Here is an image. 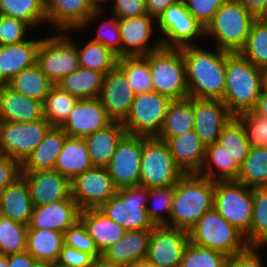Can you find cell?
I'll return each instance as SVG.
<instances>
[{"instance_id":"obj_1","label":"cell","mask_w":267,"mask_h":267,"mask_svg":"<svg viewBox=\"0 0 267 267\" xmlns=\"http://www.w3.org/2000/svg\"><path fill=\"white\" fill-rule=\"evenodd\" d=\"M186 71L189 97L222 100L225 93V65L230 52H215L192 45L180 48Z\"/></svg>"},{"instance_id":"obj_2","label":"cell","mask_w":267,"mask_h":267,"mask_svg":"<svg viewBox=\"0 0 267 267\" xmlns=\"http://www.w3.org/2000/svg\"><path fill=\"white\" fill-rule=\"evenodd\" d=\"M214 193V181L197 173L184 174L174 185L172 223L168 227L189 231L204 213L214 208Z\"/></svg>"},{"instance_id":"obj_3","label":"cell","mask_w":267,"mask_h":267,"mask_svg":"<svg viewBox=\"0 0 267 267\" xmlns=\"http://www.w3.org/2000/svg\"><path fill=\"white\" fill-rule=\"evenodd\" d=\"M225 93L222 101L235 117L251 111L262 92V69L239 53H230L225 65Z\"/></svg>"},{"instance_id":"obj_4","label":"cell","mask_w":267,"mask_h":267,"mask_svg":"<svg viewBox=\"0 0 267 267\" xmlns=\"http://www.w3.org/2000/svg\"><path fill=\"white\" fill-rule=\"evenodd\" d=\"M255 19L256 17L238 0H227L206 26L205 35L215 38L216 48L239 53L245 45Z\"/></svg>"},{"instance_id":"obj_5","label":"cell","mask_w":267,"mask_h":267,"mask_svg":"<svg viewBox=\"0 0 267 267\" xmlns=\"http://www.w3.org/2000/svg\"><path fill=\"white\" fill-rule=\"evenodd\" d=\"M189 241L214 249L228 257L244 252L248 247L245 235L228 223L215 208L204 213L188 231Z\"/></svg>"},{"instance_id":"obj_6","label":"cell","mask_w":267,"mask_h":267,"mask_svg":"<svg viewBox=\"0 0 267 267\" xmlns=\"http://www.w3.org/2000/svg\"><path fill=\"white\" fill-rule=\"evenodd\" d=\"M144 57L149 62L153 91L172 101L189 98L181 49L161 47Z\"/></svg>"},{"instance_id":"obj_7","label":"cell","mask_w":267,"mask_h":267,"mask_svg":"<svg viewBox=\"0 0 267 267\" xmlns=\"http://www.w3.org/2000/svg\"><path fill=\"white\" fill-rule=\"evenodd\" d=\"M184 174L171 155L166 141L142 136L141 186L149 189L174 186Z\"/></svg>"},{"instance_id":"obj_8","label":"cell","mask_w":267,"mask_h":267,"mask_svg":"<svg viewBox=\"0 0 267 267\" xmlns=\"http://www.w3.org/2000/svg\"><path fill=\"white\" fill-rule=\"evenodd\" d=\"M149 188L145 186L122 187L99 210L127 231L153 229L147 215Z\"/></svg>"},{"instance_id":"obj_9","label":"cell","mask_w":267,"mask_h":267,"mask_svg":"<svg viewBox=\"0 0 267 267\" xmlns=\"http://www.w3.org/2000/svg\"><path fill=\"white\" fill-rule=\"evenodd\" d=\"M214 208L228 223L246 235L252 221L253 188L237 180L216 181Z\"/></svg>"},{"instance_id":"obj_10","label":"cell","mask_w":267,"mask_h":267,"mask_svg":"<svg viewBox=\"0 0 267 267\" xmlns=\"http://www.w3.org/2000/svg\"><path fill=\"white\" fill-rule=\"evenodd\" d=\"M172 100L155 91L136 94L128 117L123 122L127 134L156 137Z\"/></svg>"},{"instance_id":"obj_11","label":"cell","mask_w":267,"mask_h":267,"mask_svg":"<svg viewBox=\"0 0 267 267\" xmlns=\"http://www.w3.org/2000/svg\"><path fill=\"white\" fill-rule=\"evenodd\" d=\"M65 34L41 39L37 51L36 63L55 85L80 67L76 44Z\"/></svg>"},{"instance_id":"obj_12","label":"cell","mask_w":267,"mask_h":267,"mask_svg":"<svg viewBox=\"0 0 267 267\" xmlns=\"http://www.w3.org/2000/svg\"><path fill=\"white\" fill-rule=\"evenodd\" d=\"M52 126L45 119L25 123L0 121V153L21 164Z\"/></svg>"},{"instance_id":"obj_13","label":"cell","mask_w":267,"mask_h":267,"mask_svg":"<svg viewBox=\"0 0 267 267\" xmlns=\"http://www.w3.org/2000/svg\"><path fill=\"white\" fill-rule=\"evenodd\" d=\"M156 21L159 31L164 35L159 40L165 48L192 46L197 36L205 35V28L189 13L183 0L168 6Z\"/></svg>"},{"instance_id":"obj_14","label":"cell","mask_w":267,"mask_h":267,"mask_svg":"<svg viewBox=\"0 0 267 267\" xmlns=\"http://www.w3.org/2000/svg\"><path fill=\"white\" fill-rule=\"evenodd\" d=\"M142 136L125 134L106 166L117 189L140 185Z\"/></svg>"},{"instance_id":"obj_15","label":"cell","mask_w":267,"mask_h":267,"mask_svg":"<svg viewBox=\"0 0 267 267\" xmlns=\"http://www.w3.org/2000/svg\"><path fill=\"white\" fill-rule=\"evenodd\" d=\"M72 198L82 209H99L116 192L106 167L93 166L71 180Z\"/></svg>"},{"instance_id":"obj_16","label":"cell","mask_w":267,"mask_h":267,"mask_svg":"<svg viewBox=\"0 0 267 267\" xmlns=\"http://www.w3.org/2000/svg\"><path fill=\"white\" fill-rule=\"evenodd\" d=\"M188 242L189 236L186 230L155 226L149 239L145 262L162 267H180Z\"/></svg>"},{"instance_id":"obj_17","label":"cell","mask_w":267,"mask_h":267,"mask_svg":"<svg viewBox=\"0 0 267 267\" xmlns=\"http://www.w3.org/2000/svg\"><path fill=\"white\" fill-rule=\"evenodd\" d=\"M134 96L132 87L118 65L104 75L99 99L112 121L123 123L126 120Z\"/></svg>"},{"instance_id":"obj_18","label":"cell","mask_w":267,"mask_h":267,"mask_svg":"<svg viewBox=\"0 0 267 267\" xmlns=\"http://www.w3.org/2000/svg\"><path fill=\"white\" fill-rule=\"evenodd\" d=\"M47 22L61 32L81 30L101 14L87 0H45Z\"/></svg>"},{"instance_id":"obj_19","label":"cell","mask_w":267,"mask_h":267,"mask_svg":"<svg viewBox=\"0 0 267 267\" xmlns=\"http://www.w3.org/2000/svg\"><path fill=\"white\" fill-rule=\"evenodd\" d=\"M33 206H43L72 198L71 180L55 170L22 171Z\"/></svg>"},{"instance_id":"obj_20","label":"cell","mask_w":267,"mask_h":267,"mask_svg":"<svg viewBox=\"0 0 267 267\" xmlns=\"http://www.w3.org/2000/svg\"><path fill=\"white\" fill-rule=\"evenodd\" d=\"M111 122L99 98L80 99L60 128L68 137L84 138Z\"/></svg>"},{"instance_id":"obj_21","label":"cell","mask_w":267,"mask_h":267,"mask_svg":"<svg viewBox=\"0 0 267 267\" xmlns=\"http://www.w3.org/2000/svg\"><path fill=\"white\" fill-rule=\"evenodd\" d=\"M153 21L156 22V19L149 14L132 18H118L121 36V57L144 56L162 47L160 40L156 41L154 45L148 46L155 28Z\"/></svg>"},{"instance_id":"obj_22","label":"cell","mask_w":267,"mask_h":267,"mask_svg":"<svg viewBox=\"0 0 267 267\" xmlns=\"http://www.w3.org/2000/svg\"><path fill=\"white\" fill-rule=\"evenodd\" d=\"M232 117L222 100L194 98V131L206 146L217 142Z\"/></svg>"},{"instance_id":"obj_23","label":"cell","mask_w":267,"mask_h":267,"mask_svg":"<svg viewBox=\"0 0 267 267\" xmlns=\"http://www.w3.org/2000/svg\"><path fill=\"white\" fill-rule=\"evenodd\" d=\"M80 211L74 199L34 206L28 229H52L64 234L79 221Z\"/></svg>"},{"instance_id":"obj_24","label":"cell","mask_w":267,"mask_h":267,"mask_svg":"<svg viewBox=\"0 0 267 267\" xmlns=\"http://www.w3.org/2000/svg\"><path fill=\"white\" fill-rule=\"evenodd\" d=\"M152 229L130 230L115 244L107 248L102 256L126 267H138L146 260Z\"/></svg>"},{"instance_id":"obj_25","label":"cell","mask_w":267,"mask_h":267,"mask_svg":"<svg viewBox=\"0 0 267 267\" xmlns=\"http://www.w3.org/2000/svg\"><path fill=\"white\" fill-rule=\"evenodd\" d=\"M44 118L43 102L0 85V121L25 123Z\"/></svg>"},{"instance_id":"obj_26","label":"cell","mask_w":267,"mask_h":267,"mask_svg":"<svg viewBox=\"0 0 267 267\" xmlns=\"http://www.w3.org/2000/svg\"><path fill=\"white\" fill-rule=\"evenodd\" d=\"M40 41L31 39L0 45V85L7 84L22 70L36 64Z\"/></svg>"},{"instance_id":"obj_27","label":"cell","mask_w":267,"mask_h":267,"mask_svg":"<svg viewBox=\"0 0 267 267\" xmlns=\"http://www.w3.org/2000/svg\"><path fill=\"white\" fill-rule=\"evenodd\" d=\"M79 220L86 228L88 235L94 240L101 254L118 242L127 231L99 209H82Z\"/></svg>"},{"instance_id":"obj_28","label":"cell","mask_w":267,"mask_h":267,"mask_svg":"<svg viewBox=\"0 0 267 267\" xmlns=\"http://www.w3.org/2000/svg\"><path fill=\"white\" fill-rule=\"evenodd\" d=\"M170 153L185 174L198 173L205 159L206 145L194 130L167 141Z\"/></svg>"},{"instance_id":"obj_29","label":"cell","mask_w":267,"mask_h":267,"mask_svg":"<svg viewBox=\"0 0 267 267\" xmlns=\"http://www.w3.org/2000/svg\"><path fill=\"white\" fill-rule=\"evenodd\" d=\"M125 134L123 123L112 121L106 127L84 137L92 165L106 167Z\"/></svg>"},{"instance_id":"obj_30","label":"cell","mask_w":267,"mask_h":267,"mask_svg":"<svg viewBox=\"0 0 267 267\" xmlns=\"http://www.w3.org/2000/svg\"><path fill=\"white\" fill-rule=\"evenodd\" d=\"M29 188L21 176L0 192V214L28 225L33 212Z\"/></svg>"},{"instance_id":"obj_31","label":"cell","mask_w":267,"mask_h":267,"mask_svg":"<svg viewBox=\"0 0 267 267\" xmlns=\"http://www.w3.org/2000/svg\"><path fill=\"white\" fill-rule=\"evenodd\" d=\"M67 134L57 126H52L44 139L21 164L22 171L53 170Z\"/></svg>"},{"instance_id":"obj_32","label":"cell","mask_w":267,"mask_h":267,"mask_svg":"<svg viewBox=\"0 0 267 267\" xmlns=\"http://www.w3.org/2000/svg\"><path fill=\"white\" fill-rule=\"evenodd\" d=\"M92 167L84 138L67 136L53 170L72 180Z\"/></svg>"},{"instance_id":"obj_33","label":"cell","mask_w":267,"mask_h":267,"mask_svg":"<svg viewBox=\"0 0 267 267\" xmlns=\"http://www.w3.org/2000/svg\"><path fill=\"white\" fill-rule=\"evenodd\" d=\"M194 130V98L173 100L168 107L158 139L168 141Z\"/></svg>"},{"instance_id":"obj_34","label":"cell","mask_w":267,"mask_h":267,"mask_svg":"<svg viewBox=\"0 0 267 267\" xmlns=\"http://www.w3.org/2000/svg\"><path fill=\"white\" fill-rule=\"evenodd\" d=\"M64 234L52 229H28L26 251L36 261L56 263L62 246Z\"/></svg>"},{"instance_id":"obj_35","label":"cell","mask_w":267,"mask_h":267,"mask_svg":"<svg viewBox=\"0 0 267 267\" xmlns=\"http://www.w3.org/2000/svg\"><path fill=\"white\" fill-rule=\"evenodd\" d=\"M213 166L219 171L216 172ZM239 172L237 163L229 157L225 148L216 142L206 146L204 163L197 174L216 182L236 180Z\"/></svg>"},{"instance_id":"obj_36","label":"cell","mask_w":267,"mask_h":267,"mask_svg":"<svg viewBox=\"0 0 267 267\" xmlns=\"http://www.w3.org/2000/svg\"><path fill=\"white\" fill-rule=\"evenodd\" d=\"M103 79V73L79 67L64 76L56 85L79 99L99 98Z\"/></svg>"},{"instance_id":"obj_37","label":"cell","mask_w":267,"mask_h":267,"mask_svg":"<svg viewBox=\"0 0 267 267\" xmlns=\"http://www.w3.org/2000/svg\"><path fill=\"white\" fill-rule=\"evenodd\" d=\"M7 85L22 95L44 103L47 94L55 84L36 63L22 70Z\"/></svg>"},{"instance_id":"obj_38","label":"cell","mask_w":267,"mask_h":267,"mask_svg":"<svg viewBox=\"0 0 267 267\" xmlns=\"http://www.w3.org/2000/svg\"><path fill=\"white\" fill-rule=\"evenodd\" d=\"M236 180L249 188L267 187V147H250Z\"/></svg>"},{"instance_id":"obj_39","label":"cell","mask_w":267,"mask_h":267,"mask_svg":"<svg viewBox=\"0 0 267 267\" xmlns=\"http://www.w3.org/2000/svg\"><path fill=\"white\" fill-rule=\"evenodd\" d=\"M245 239L249 246L267 245V187L253 188L252 221Z\"/></svg>"},{"instance_id":"obj_40","label":"cell","mask_w":267,"mask_h":267,"mask_svg":"<svg viewBox=\"0 0 267 267\" xmlns=\"http://www.w3.org/2000/svg\"><path fill=\"white\" fill-rule=\"evenodd\" d=\"M117 65L124 72L135 95L153 91L149 62L144 56H122L118 58Z\"/></svg>"},{"instance_id":"obj_41","label":"cell","mask_w":267,"mask_h":267,"mask_svg":"<svg viewBox=\"0 0 267 267\" xmlns=\"http://www.w3.org/2000/svg\"><path fill=\"white\" fill-rule=\"evenodd\" d=\"M0 14L36 27L47 22L45 0H0Z\"/></svg>"},{"instance_id":"obj_42","label":"cell","mask_w":267,"mask_h":267,"mask_svg":"<svg viewBox=\"0 0 267 267\" xmlns=\"http://www.w3.org/2000/svg\"><path fill=\"white\" fill-rule=\"evenodd\" d=\"M80 99L54 85L43 103L44 118L51 126L60 127Z\"/></svg>"},{"instance_id":"obj_43","label":"cell","mask_w":267,"mask_h":267,"mask_svg":"<svg viewBox=\"0 0 267 267\" xmlns=\"http://www.w3.org/2000/svg\"><path fill=\"white\" fill-rule=\"evenodd\" d=\"M239 54L260 69L267 68V21L256 18Z\"/></svg>"},{"instance_id":"obj_44","label":"cell","mask_w":267,"mask_h":267,"mask_svg":"<svg viewBox=\"0 0 267 267\" xmlns=\"http://www.w3.org/2000/svg\"><path fill=\"white\" fill-rule=\"evenodd\" d=\"M217 142L240 167L247 158L250 145L241 123L232 117L220 132Z\"/></svg>"},{"instance_id":"obj_45","label":"cell","mask_w":267,"mask_h":267,"mask_svg":"<svg viewBox=\"0 0 267 267\" xmlns=\"http://www.w3.org/2000/svg\"><path fill=\"white\" fill-rule=\"evenodd\" d=\"M79 66L101 72L104 75L117 65L118 56L103 44L90 40L77 49Z\"/></svg>"},{"instance_id":"obj_46","label":"cell","mask_w":267,"mask_h":267,"mask_svg":"<svg viewBox=\"0 0 267 267\" xmlns=\"http://www.w3.org/2000/svg\"><path fill=\"white\" fill-rule=\"evenodd\" d=\"M28 225L0 214V254L10 255L26 251Z\"/></svg>"},{"instance_id":"obj_47","label":"cell","mask_w":267,"mask_h":267,"mask_svg":"<svg viewBox=\"0 0 267 267\" xmlns=\"http://www.w3.org/2000/svg\"><path fill=\"white\" fill-rule=\"evenodd\" d=\"M228 256L220 251L188 242L180 267H226Z\"/></svg>"},{"instance_id":"obj_48","label":"cell","mask_w":267,"mask_h":267,"mask_svg":"<svg viewBox=\"0 0 267 267\" xmlns=\"http://www.w3.org/2000/svg\"><path fill=\"white\" fill-rule=\"evenodd\" d=\"M174 198V186L158 187L149 189L148 201H153V207L147 205L146 211L148 218L154 226H167L168 219L163 215L162 212H166V215L171 214L172 204Z\"/></svg>"},{"instance_id":"obj_49","label":"cell","mask_w":267,"mask_h":267,"mask_svg":"<svg viewBox=\"0 0 267 267\" xmlns=\"http://www.w3.org/2000/svg\"><path fill=\"white\" fill-rule=\"evenodd\" d=\"M235 118L241 123L250 147H267V117L248 111Z\"/></svg>"},{"instance_id":"obj_50","label":"cell","mask_w":267,"mask_h":267,"mask_svg":"<svg viewBox=\"0 0 267 267\" xmlns=\"http://www.w3.org/2000/svg\"><path fill=\"white\" fill-rule=\"evenodd\" d=\"M64 244L79 251L91 254L94 258L102 256L94 240L79 220L64 233Z\"/></svg>"},{"instance_id":"obj_51","label":"cell","mask_w":267,"mask_h":267,"mask_svg":"<svg viewBox=\"0 0 267 267\" xmlns=\"http://www.w3.org/2000/svg\"><path fill=\"white\" fill-rule=\"evenodd\" d=\"M28 23L0 14V45L17 44L25 41Z\"/></svg>"},{"instance_id":"obj_52","label":"cell","mask_w":267,"mask_h":267,"mask_svg":"<svg viewBox=\"0 0 267 267\" xmlns=\"http://www.w3.org/2000/svg\"><path fill=\"white\" fill-rule=\"evenodd\" d=\"M97 37L92 41L103 44L118 57H121V36L118 18H109L105 20L97 29Z\"/></svg>"},{"instance_id":"obj_53","label":"cell","mask_w":267,"mask_h":267,"mask_svg":"<svg viewBox=\"0 0 267 267\" xmlns=\"http://www.w3.org/2000/svg\"><path fill=\"white\" fill-rule=\"evenodd\" d=\"M187 10L204 28L211 22L218 9L227 0H183Z\"/></svg>"},{"instance_id":"obj_54","label":"cell","mask_w":267,"mask_h":267,"mask_svg":"<svg viewBox=\"0 0 267 267\" xmlns=\"http://www.w3.org/2000/svg\"><path fill=\"white\" fill-rule=\"evenodd\" d=\"M94 257L86 252L75 248L62 246L59 258L56 262L57 267H92Z\"/></svg>"},{"instance_id":"obj_55","label":"cell","mask_w":267,"mask_h":267,"mask_svg":"<svg viewBox=\"0 0 267 267\" xmlns=\"http://www.w3.org/2000/svg\"><path fill=\"white\" fill-rule=\"evenodd\" d=\"M22 174V165L10 156H0V192L16 181Z\"/></svg>"},{"instance_id":"obj_56","label":"cell","mask_w":267,"mask_h":267,"mask_svg":"<svg viewBox=\"0 0 267 267\" xmlns=\"http://www.w3.org/2000/svg\"><path fill=\"white\" fill-rule=\"evenodd\" d=\"M113 11L117 18H132L147 14L145 0H113Z\"/></svg>"},{"instance_id":"obj_57","label":"cell","mask_w":267,"mask_h":267,"mask_svg":"<svg viewBox=\"0 0 267 267\" xmlns=\"http://www.w3.org/2000/svg\"><path fill=\"white\" fill-rule=\"evenodd\" d=\"M258 248L249 246L244 252L229 256L226 267H263Z\"/></svg>"},{"instance_id":"obj_58","label":"cell","mask_w":267,"mask_h":267,"mask_svg":"<svg viewBox=\"0 0 267 267\" xmlns=\"http://www.w3.org/2000/svg\"><path fill=\"white\" fill-rule=\"evenodd\" d=\"M179 0H145L147 14L157 19L168 6L177 3Z\"/></svg>"},{"instance_id":"obj_59","label":"cell","mask_w":267,"mask_h":267,"mask_svg":"<svg viewBox=\"0 0 267 267\" xmlns=\"http://www.w3.org/2000/svg\"><path fill=\"white\" fill-rule=\"evenodd\" d=\"M35 262L27 251L8 255L9 267H33Z\"/></svg>"},{"instance_id":"obj_60","label":"cell","mask_w":267,"mask_h":267,"mask_svg":"<svg viewBox=\"0 0 267 267\" xmlns=\"http://www.w3.org/2000/svg\"><path fill=\"white\" fill-rule=\"evenodd\" d=\"M249 12L257 17L263 10L266 0H238Z\"/></svg>"},{"instance_id":"obj_61","label":"cell","mask_w":267,"mask_h":267,"mask_svg":"<svg viewBox=\"0 0 267 267\" xmlns=\"http://www.w3.org/2000/svg\"><path fill=\"white\" fill-rule=\"evenodd\" d=\"M251 112L267 117V93L261 92Z\"/></svg>"},{"instance_id":"obj_62","label":"cell","mask_w":267,"mask_h":267,"mask_svg":"<svg viewBox=\"0 0 267 267\" xmlns=\"http://www.w3.org/2000/svg\"><path fill=\"white\" fill-rule=\"evenodd\" d=\"M92 267H126L106 260L103 256L94 258Z\"/></svg>"},{"instance_id":"obj_63","label":"cell","mask_w":267,"mask_h":267,"mask_svg":"<svg viewBox=\"0 0 267 267\" xmlns=\"http://www.w3.org/2000/svg\"><path fill=\"white\" fill-rule=\"evenodd\" d=\"M33 267H57L56 263L48 261H36Z\"/></svg>"},{"instance_id":"obj_64","label":"cell","mask_w":267,"mask_h":267,"mask_svg":"<svg viewBox=\"0 0 267 267\" xmlns=\"http://www.w3.org/2000/svg\"><path fill=\"white\" fill-rule=\"evenodd\" d=\"M262 91L267 93V68L262 69Z\"/></svg>"},{"instance_id":"obj_65","label":"cell","mask_w":267,"mask_h":267,"mask_svg":"<svg viewBox=\"0 0 267 267\" xmlns=\"http://www.w3.org/2000/svg\"><path fill=\"white\" fill-rule=\"evenodd\" d=\"M87 1L94 10H102V6H101V3L103 2L102 0H87Z\"/></svg>"},{"instance_id":"obj_66","label":"cell","mask_w":267,"mask_h":267,"mask_svg":"<svg viewBox=\"0 0 267 267\" xmlns=\"http://www.w3.org/2000/svg\"><path fill=\"white\" fill-rule=\"evenodd\" d=\"M256 18L267 21V0L262 12Z\"/></svg>"},{"instance_id":"obj_67","label":"cell","mask_w":267,"mask_h":267,"mask_svg":"<svg viewBox=\"0 0 267 267\" xmlns=\"http://www.w3.org/2000/svg\"><path fill=\"white\" fill-rule=\"evenodd\" d=\"M0 267H9L8 255L0 254Z\"/></svg>"},{"instance_id":"obj_68","label":"cell","mask_w":267,"mask_h":267,"mask_svg":"<svg viewBox=\"0 0 267 267\" xmlns=\"http://www.w3.org/2000/svg\"><path fill=\"white\" fill-rule=\"evenodd\" d=\"M138 267H162V266H159V265H152V264L146 263V262L144 261V262L141 263Z\"/></svg>"}]
</instances>
